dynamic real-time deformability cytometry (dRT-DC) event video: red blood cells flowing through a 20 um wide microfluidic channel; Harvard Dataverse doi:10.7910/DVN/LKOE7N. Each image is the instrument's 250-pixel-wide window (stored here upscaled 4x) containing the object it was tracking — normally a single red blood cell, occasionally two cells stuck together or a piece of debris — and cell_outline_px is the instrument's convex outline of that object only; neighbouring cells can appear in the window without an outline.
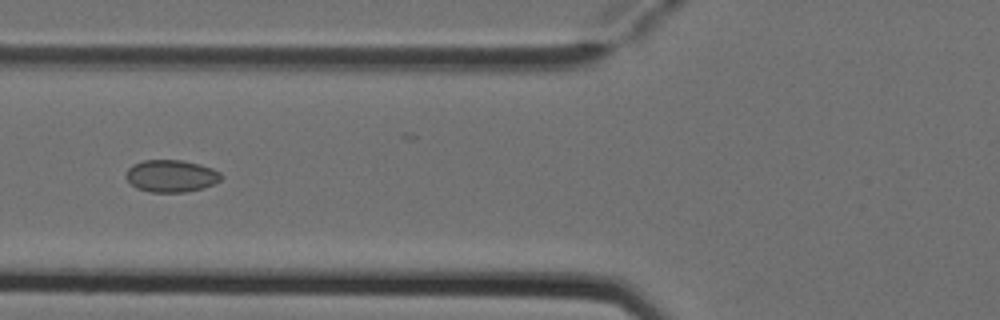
{"species": "Egyptian fruit bat (a non-hibernating species)", "species_latin": "Rousettus aegyptiacus", "temperature_condition": "cold", "stored_images_in_passage": 6, "camera_frame_rate_fps": 3000, "um_per_image_px": 0.085, "animal": {"sex": "female"}, "frame": {"image": 1, "passage_image": 4, "time_ms": 1.0, "image_size_px": [1000, 320], "cell_outline_px": [[224, 176], [220, 180], [212, 184], [200, 188], [184, 192], [148, 192], [136, 188], [124, 176], [128, 168], [132, 164], [144, 160], [180, 160], [200, 164], [212, 168], [220, 172]], "centroid_in_image_um": [14.52, 14.95], "position_along_channel_um": 111.3, "area_um2": 17.86}}
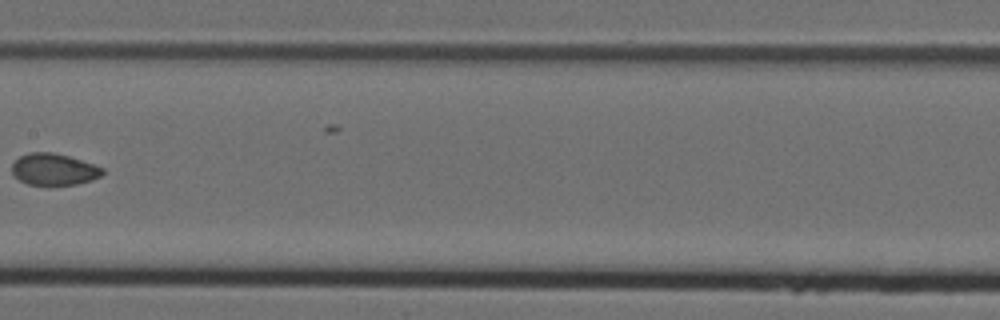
{"frame": {"image": 2, "passage_image": 6, "time_ms": 1.667, "image_size_px": [1000, 320], "cell_outline_px": [[104, 172], [100, 176], [92, 180], [76, 184], [52, 188], [48, 188], [28, 184], [12, 176], [12, 164], [20, 156], [28, 152], [52, 152], [68, 156], [104, 168]], "centroid_in_image_um": [4.54, 14.44], "position_along_channel_um": 202.9, "area_um2": 17.28}}